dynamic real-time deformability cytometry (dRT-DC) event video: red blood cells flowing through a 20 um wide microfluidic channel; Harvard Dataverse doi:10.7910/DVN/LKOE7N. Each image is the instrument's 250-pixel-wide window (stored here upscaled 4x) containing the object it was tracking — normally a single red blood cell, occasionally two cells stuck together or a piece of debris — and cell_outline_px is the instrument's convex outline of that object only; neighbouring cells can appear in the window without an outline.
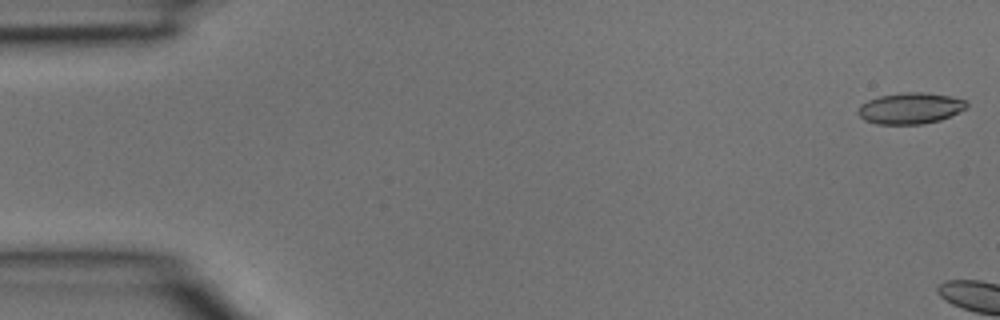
{"species": "common noctule bat (a hibernating species)", "species_latin": "Nyctalus noctula", "temperature_condition": "room temperature", "stored_images_in_passage": 4, "camera_frame_rate_fps": 3000, "um_per_image_px": 0.085, "animal": {"sex": "male", "body_mass_g": 15.6}, "frame": {"image": 1, "passage_image": 1, "time_ms": 0.0, "image_size_px": [1000, 320], "cell_outline_px": [[968, 108], [940, 120], [920, 124], [876, 124], [864, 120], [856, 112], [860, 104], [868, 100], [880, 96], [900, 92], [924, 92], [948, 96], [964, 100], [968, 104]], "centroid_in_image_um": [77.34, 9.2], "position_along_channel_um": 7.7, "area_um2": 19.77}}